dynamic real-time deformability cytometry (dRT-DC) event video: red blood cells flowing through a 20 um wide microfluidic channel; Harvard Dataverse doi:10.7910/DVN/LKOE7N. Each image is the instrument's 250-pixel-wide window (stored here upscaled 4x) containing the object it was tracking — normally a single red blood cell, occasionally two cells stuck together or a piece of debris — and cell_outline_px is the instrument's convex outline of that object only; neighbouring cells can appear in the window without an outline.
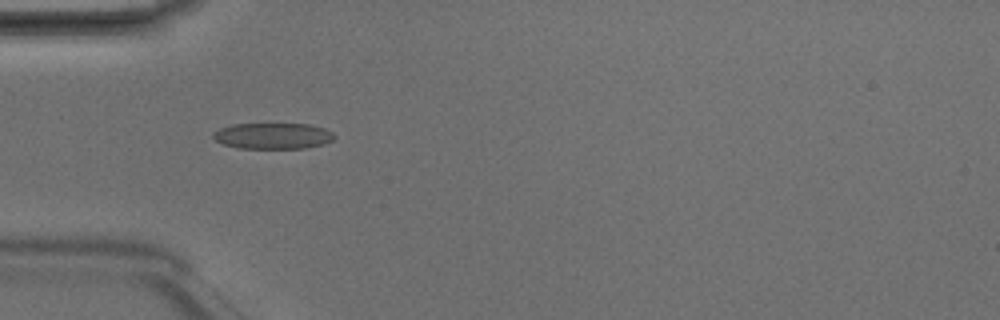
{"species": "Egyptian fruit bat (a non-hibernating species)", "species_latin": "Rousettus aegyptiacus", "temperature_condition": "room temperature", "stored_images_in_passage": 7, "camera_frame_rate_fps": 3000, "um_per_image_px": 0.085, "animal": {"sex": "male"}, "frame": {"image": 1, "passage_image": 5, "time_ms": 1.333, "image_size_px": [1000, 320], "cell_outline_px": [[336, 136], [332, 140], [324, 144], [304, 148], [240, 148], [224, 144], [216, 140], [212, 136], [212, 132], [220, 128], [232, 124], [308, 124], [324, 128], [332, 132]], "centroid_in_image_um": [23.2, 11.54], "position_along_channel_um": 61.8, "area_um2": 18.32}}